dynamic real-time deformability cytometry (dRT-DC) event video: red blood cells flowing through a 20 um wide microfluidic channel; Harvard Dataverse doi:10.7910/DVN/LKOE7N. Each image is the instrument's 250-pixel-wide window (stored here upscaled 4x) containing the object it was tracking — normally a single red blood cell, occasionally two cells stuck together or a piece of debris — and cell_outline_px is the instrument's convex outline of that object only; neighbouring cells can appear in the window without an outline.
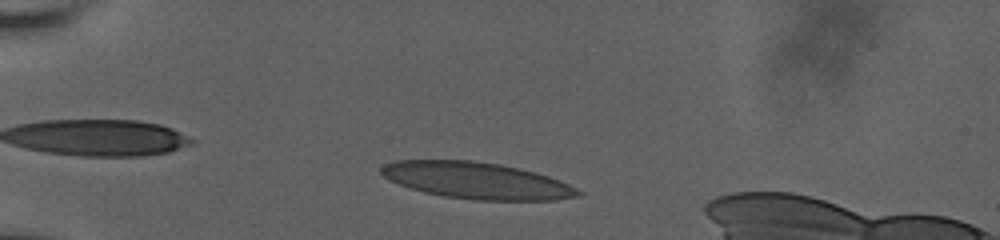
{"species": "human", "species_latin": "Homo sapiens", "temperature_condition": "room temperature", "stored_images_in_passage": 43, "camera_frame_rate_fps": 3000, "um_per_image_px": 0.085, "donor": {"sex": "male"}, "frame": {"image": 1, "passage_image": 7, "time_ms": 2.0, "image_size_px": [1000, 240], "cell_outline_px": [[584, 192], [580, 196], [556, 200], [476, 200], [444, 196], [424, 192], [388, 180], [380, 172], [380, 168], [384, 164], [392, 160], [472, 160], [500, 164], [520, 168], [536, 172], [560, 180]], "centroid_in_image_um": [40.52, 15.34], "position_along_channel_um": 44.5, "area_um2": 42.08}}
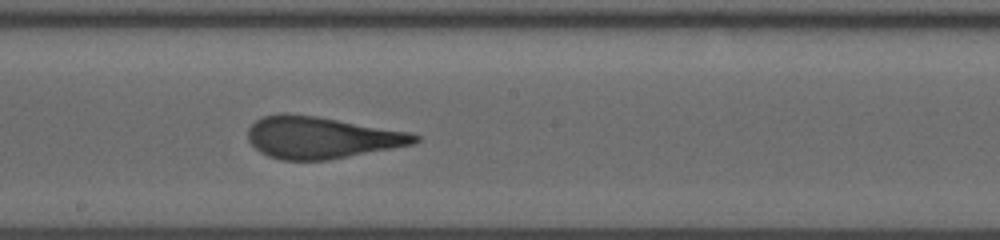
{"frame": {"image": 2, "passage_image": 25, "time_ms": 8.0, "image_size_px": [1000, 240], "cell_outline_px": [[420, 140], [412, 144], [392, 148], [328, 160], [280, 160], [268, 156], [260, 152], [248, 140], [248, 128], [256, 120], [264, 116], [280, 112], [288, 112], [316, 116], [408, 132], [420, 136]], "centroid_in_image_um": [27.25, 11.68], "position_along_channel_um": 220.9, "area_um2": 40.52}}
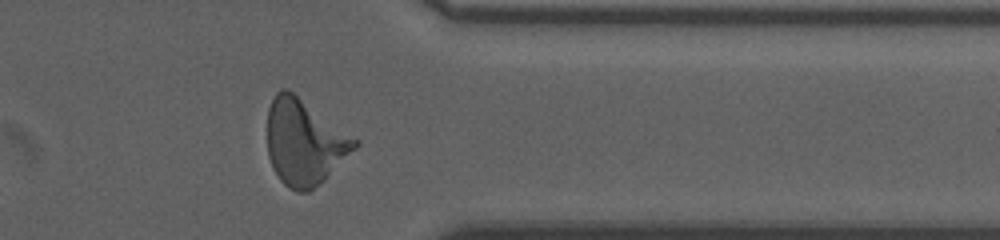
{"frame": {"image": 3, "passage_image": 39, "time_ms": 12.667, "image_size_px": [1000, 240], "cell_outline_px": [[360, 144], [320, 184], [308, 192], [300, 192], [288, 188], [280, 180], [272, 168], [268, 156], [268, 108], [276, 92], [280, 88], [288, 88], [360, 140]], "centroid_in_image_um": [25.88, 12.08], "position_along_channel_um": 385.5, "area_um2": 43.87}, "authors_computed_cell_mechanics": {"area_um2": 40.9224, "velocity_mm_per_s": 3.6498, "shape_relaxation_time_tau1_ms": 6.9654, "shape_relaxation_time_tau2_ms": 0.9342, "deformation_change_tau1": 0.2365, "deformation_change_tau2": 0.0963}}